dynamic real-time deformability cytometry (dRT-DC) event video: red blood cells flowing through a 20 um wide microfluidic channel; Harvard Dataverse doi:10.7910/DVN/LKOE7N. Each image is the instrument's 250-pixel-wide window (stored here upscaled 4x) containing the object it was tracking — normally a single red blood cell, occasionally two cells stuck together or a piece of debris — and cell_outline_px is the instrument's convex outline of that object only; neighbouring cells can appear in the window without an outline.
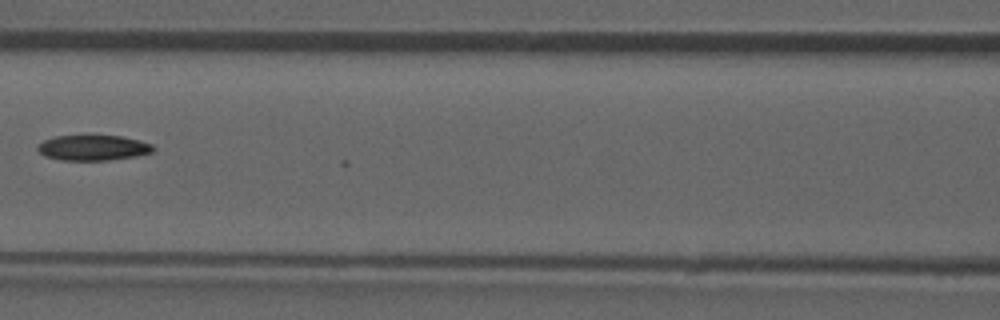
{"species": "common noctule bat (a hibernating species)", "species_latin": "Nyctalus noctula", "temperature_condition": "room temperature", "stored_images_in_passage": 7, "camera_frame_rate_fps": 3000, "um_per_image_px": 0.085, "animal": {"sex": "male", "forearm_length_mm": 52.5}, "frame": {"image": 1, "passage_image": 6, "time_ms": 7.0, "image_size_px": [1000, 320], "cell_outline_px": [[152, 152], [136, 156], [108, 160], [60, 160], [44, 156], [36, 148], [44, 140], [56, 136], [120, 136], [140, 140], [152, 144]], "centroid_in_image_um": [7.9, 12.56], "position_along_channel_um": 158.7, "area_um2": 16.88}}